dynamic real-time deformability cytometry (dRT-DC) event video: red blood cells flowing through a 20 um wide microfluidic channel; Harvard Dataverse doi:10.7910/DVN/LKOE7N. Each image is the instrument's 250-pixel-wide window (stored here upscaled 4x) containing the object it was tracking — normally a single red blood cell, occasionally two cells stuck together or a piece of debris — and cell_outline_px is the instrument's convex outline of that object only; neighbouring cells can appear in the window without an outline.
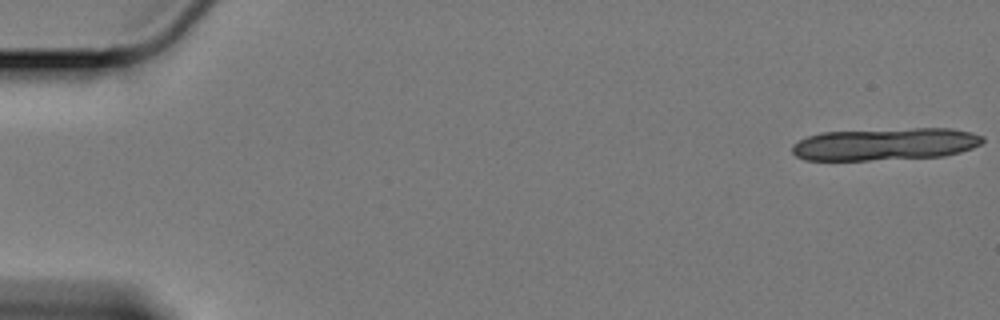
{"species": "Egyptian fruit bat (a non-hibernating species)", "species_latin": "Rousettus aegyptiacus", "temperature_condition": "cold", "stored_images_in_passage": 20, "camera_frame_rate_fps": 3000, "um_per_image_px": 0.085, "animal": {"sex": "female"}, "frame": {"image": 1, "passage_image": 1, "time_ms": 0.0, "image_size_px": [1000, 320], "cell_outline_px": [[984, 140], [980, 144], [972, 148], [960, 152], [944, 156], [868, 160], [804, 160], [796, 156], [792, 152], [792, 144], [808, 136], [820, 132], [912, 128], [952, 128], [972, 132], [984, 136]], "centroid_in_image_um": [75.25, 12.24], "position_along_channel_um": 9.8, "area_um2": 36.07}}